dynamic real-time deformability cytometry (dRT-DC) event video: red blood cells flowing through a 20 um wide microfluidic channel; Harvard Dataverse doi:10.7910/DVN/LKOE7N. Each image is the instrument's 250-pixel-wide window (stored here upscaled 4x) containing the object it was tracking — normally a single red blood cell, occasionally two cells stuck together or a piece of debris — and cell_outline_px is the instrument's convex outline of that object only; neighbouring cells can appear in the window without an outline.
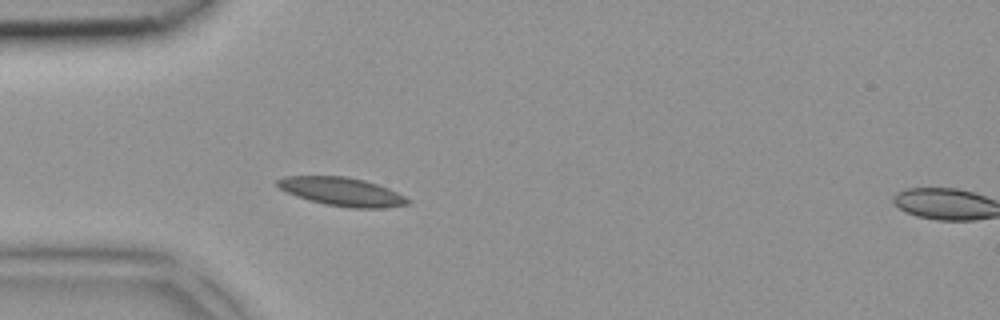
{"species": "common noctule bat (a hibernating species)", "species_latin": "Nyctalus noctula", "temperature_condition": "room temperature", "stored_images_in_passage": 2, "segment_of_instrument_passage": [1, 2], "camera_frame_rate_fps": 3000, "um_per_image_px": 0.085, "animal": {"sex": "female", "body_mass_g": 18.4}, "frame": {"image": 1, "passage_image": 1, "time_ms": 0.0, "image_size_px": [1000, 320], "cell_outline_px": [[412, 200], [408, 204], [384, 208], [348, 208], [324, 204], [296, 196], [280, 188], [276, 184], [276, 180], [284, 176], [348, 176], [364, 180], [388, 188]], "centroid_in_image_um": [29.07, 16.29], "position_along_channel_um": 55.9, "area_um2": 21.62}}